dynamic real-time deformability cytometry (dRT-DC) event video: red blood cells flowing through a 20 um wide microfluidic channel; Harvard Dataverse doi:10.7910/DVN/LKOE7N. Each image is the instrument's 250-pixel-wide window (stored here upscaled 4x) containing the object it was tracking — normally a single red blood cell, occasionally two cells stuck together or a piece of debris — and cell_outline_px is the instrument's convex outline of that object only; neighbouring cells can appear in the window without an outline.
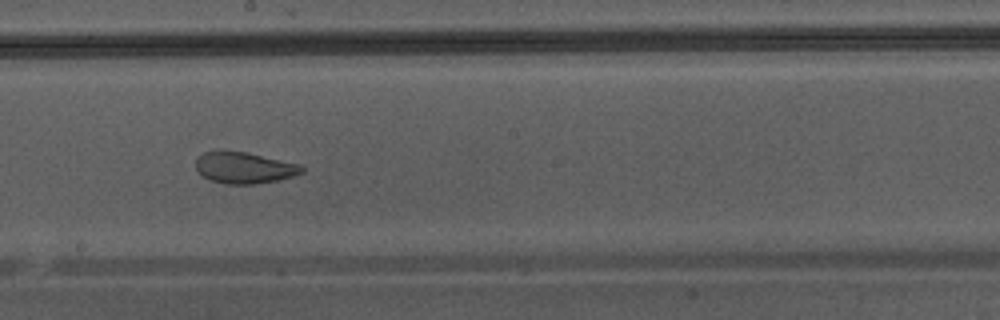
{"species": "Egyptian fruit bat (a non-hibernating species)", "species_latin": "Rousettus aegyptiacus", "temperature_condition": "warm", "stored_images_in_passage": 47, "camera_frame_rate_fps": 3000, "um_per_image_px": 0.085, "animal": {"sex": "male"}, "frame": {"image": 1, "passage_image": 27, "time_ms": 8.667, "image_size_px": [1000, 320], "cell_outline_px": [[304, 172], [292, 176], [276, 180], [252, 184], [228, 184], [212, 180], [204, 176], [196, 168], [196, 156], [204, 152], [216, 148], [224, 148], [244, 152], [300, 164], [304, 168]], "centroid_in_image_um": [20.7, 14.21], "position_along_channel_um": 227.5, "area_um2": 19.54}}